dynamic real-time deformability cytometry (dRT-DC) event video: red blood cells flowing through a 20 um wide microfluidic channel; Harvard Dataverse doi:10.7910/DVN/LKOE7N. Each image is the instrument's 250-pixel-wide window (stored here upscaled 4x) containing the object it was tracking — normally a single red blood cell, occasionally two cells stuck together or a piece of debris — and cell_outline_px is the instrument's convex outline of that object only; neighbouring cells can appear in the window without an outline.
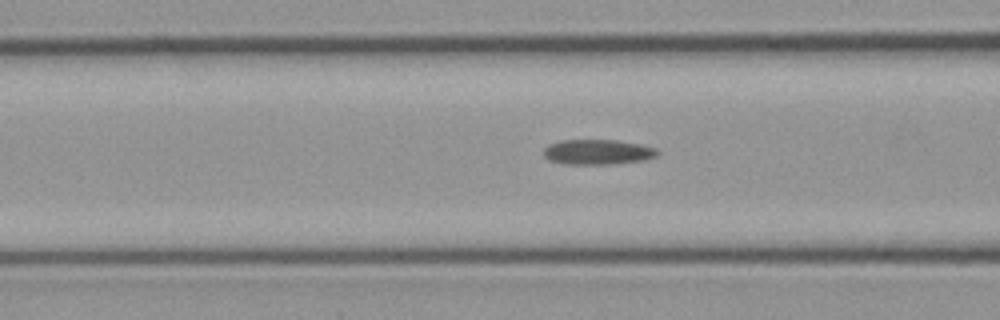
{"species": "common noctule bat (a hibernating species)", "species_latin": "Nyctalus noctula", "temperature_condition": "cold", "stored_images_in_passage": 39, "camera_frame_rate_fps": 3000, "um_per_image_px": 0.085, "animal": {"sex": "male", "body_mass_g": 23.1, "forearm_length_mm": 52.7}, "frame": {"image": 1, "passage_image": 18, "time_ms": 5.667, "image_size_px": [1000, 320], "cell_outline_px": [[660, 152], [656, 156], [644, 160], [612, 164], [564, 164], [548, 160], [544, 156], [544, 148], [548, 144], [560, 140], [616, 140], [640, 144], [656, 148]], "centroid_in_image_um": [50.79, 12.92], "position_along_channel_um": 115.8, "area_um2": 16.76}}
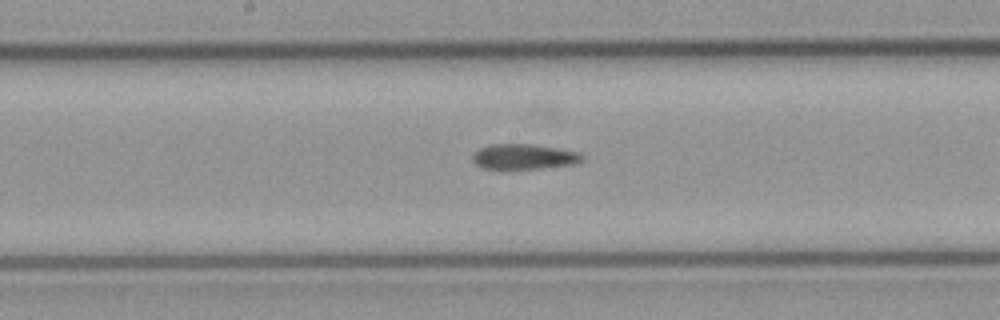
{"frame": {"image": 2, "passage_image": 25, "time_ms": 8.0, "image_size_px": [1000, 320], "cell_outline_px": [[584, 160], [572, 164], [540, 168], [480, 168], [472, 160], [472, 156], [480, 148], [488, 144], [528, 144], [556, 148], [580, 152], [584, 156]], "centroid_in_image_um": [44.53, 13.31], "position_along_channel_um": 203.7, "area_um2": 15.9}}
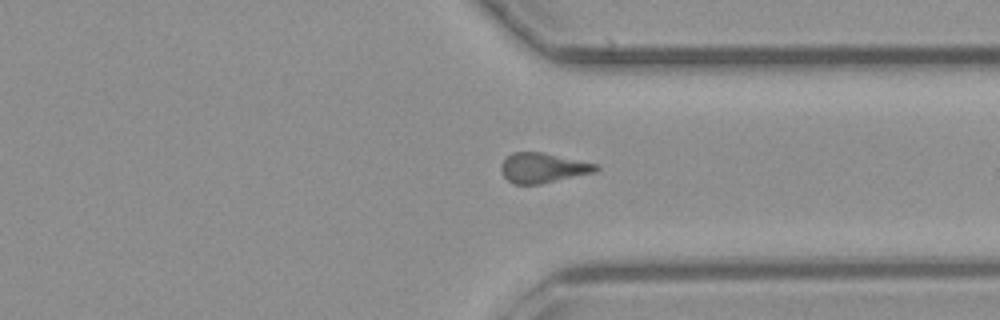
{"frame": {"image": 3, "passage_image": 38, "time_ms": 12.333, "image_size_px": [1000, 320], "cell_outline_px": [[600, 168], [596, 172], [540, 184], [512, 184], [504, 176], [500, 168], [504, 160], [512, 152], [540, 152], [596, 164]], "centroid_in_image_um": [46.13, 14.28], "position_along_channel_um": 365.3, "area_um2": 16.3}}